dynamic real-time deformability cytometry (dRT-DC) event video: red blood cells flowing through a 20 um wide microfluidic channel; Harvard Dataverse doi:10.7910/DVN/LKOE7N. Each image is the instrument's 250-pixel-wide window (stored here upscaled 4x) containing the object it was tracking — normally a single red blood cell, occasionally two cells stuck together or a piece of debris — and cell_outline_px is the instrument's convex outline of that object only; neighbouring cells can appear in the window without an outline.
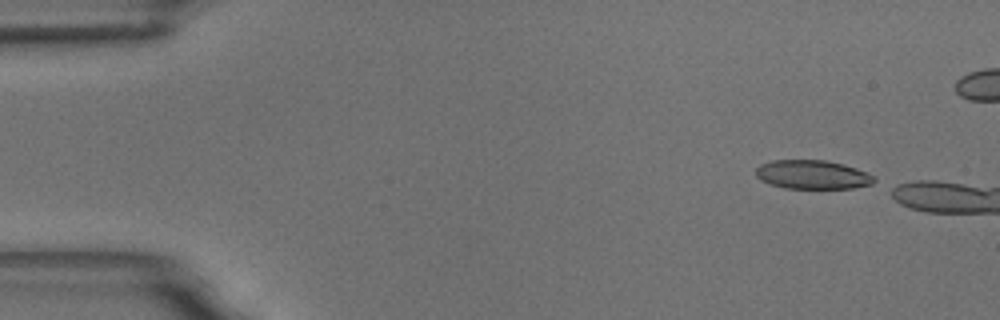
{"species": "common noctule bat (a hibernating species)", "species_latin": "Nyctalus noctula", "temperature_condition": "room temperature", "stored_images_in_passage": 4, "camera_frame_rate_fps": 3000, "um_per_image_px": 0.085, "animal": {"sex": "male", "body_mass_g": 18.8}, "frame": {"image": 1, "passage_image": 1, "time_ms": 0.0, "image_size_px": [1000, 320], "cell_outline_px": [[876, 180], [872, 184], [852, 188], [784, 188], [760, 180], [756, 176], [756, 168], [760, 164], [772, 160], [824, 160], [844, 164], [868, 172]], "centroid_in_image_um": [69.05, 14.84], "position_along_channel_um": 15.9, "area_um2": 19.88}}